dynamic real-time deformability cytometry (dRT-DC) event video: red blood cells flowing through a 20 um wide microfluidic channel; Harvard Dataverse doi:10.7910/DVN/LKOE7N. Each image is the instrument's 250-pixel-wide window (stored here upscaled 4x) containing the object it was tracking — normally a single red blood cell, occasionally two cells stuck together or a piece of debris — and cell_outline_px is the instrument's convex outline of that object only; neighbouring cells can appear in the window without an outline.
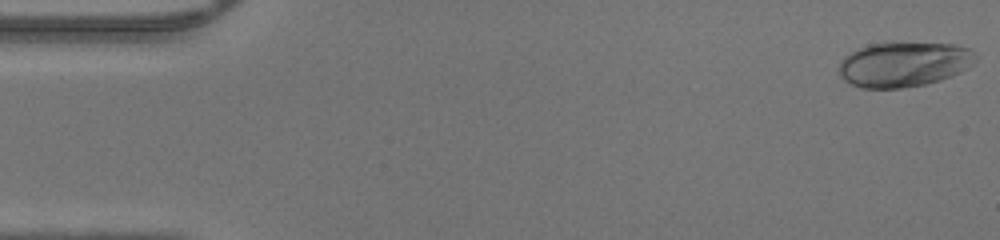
{"species": "human", "species_latin": "Homo sapiens", "temperature_condition": "warm", "stored_images_in_passage": 47, "camera_frame_rate_fps": 3000, "um_per_image_px": 0.085, "donor": {"sex": "male"}, "frame": {"image": 1, "passage_image": 1, "time_ms": 0.0, "image_size_px": [1000, 240], "cell_outline_px": [[976, 60], [968, 68], [952, 76], [940, 80], [924, 84], [900, 88], [860, 88], [844, 80], [840, 76], [840, 60], [844, 56], [856, 48], [868, 44], [956, 44], [968, 48], [976, 56]], "centroid_in_image_um": [76.8, 5.48], "position_along_channel_um": 8.2, "area_um2": 35.43}}
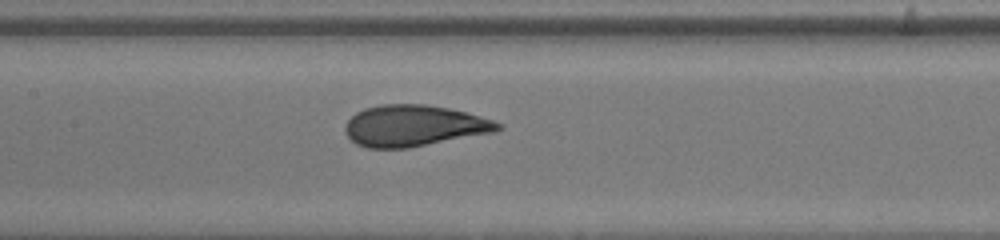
{"frame": {"image": 2, "passage_image": 22, "time_ms": 7.0, "image_size_px": [1000, 240], "cell_outline_px": [[504, 128], [496, 132], [408, 148], [368, 148], [356, 144], [348, 136], [344, 128], [348, 120], [356, 112], [364, 108], [380, 104], [424, 104], [448, 108], [480, 116], [492, 120], [500, 124]], "centroid_in_image_um": [35.18, 10.69], "position_along_channel_um": 172.2, "area_um2": 36.7}}
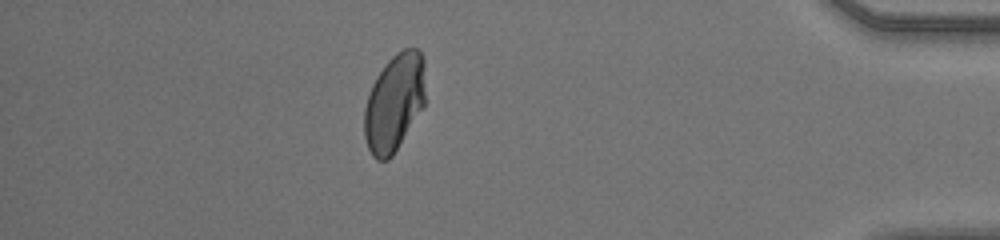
{"frame": {"image": 3, "passage_image": 41, "time_ms": 13.333, "image_size_px": [1000, 240], "cell_outline_px": [[424, 104], [392, 156], [388, 160], [376, 160], [372, 156], [368, 148], [364, 136], [364, 108], [372, 84], [376, 76], [384, 64], [396, 52], [404, 48], [416, 48], [424, 56]], "centroid_in_image_um": [33.49, 8.7], "position_along_channel_um": 401.7, "area_um2": 34.56}}